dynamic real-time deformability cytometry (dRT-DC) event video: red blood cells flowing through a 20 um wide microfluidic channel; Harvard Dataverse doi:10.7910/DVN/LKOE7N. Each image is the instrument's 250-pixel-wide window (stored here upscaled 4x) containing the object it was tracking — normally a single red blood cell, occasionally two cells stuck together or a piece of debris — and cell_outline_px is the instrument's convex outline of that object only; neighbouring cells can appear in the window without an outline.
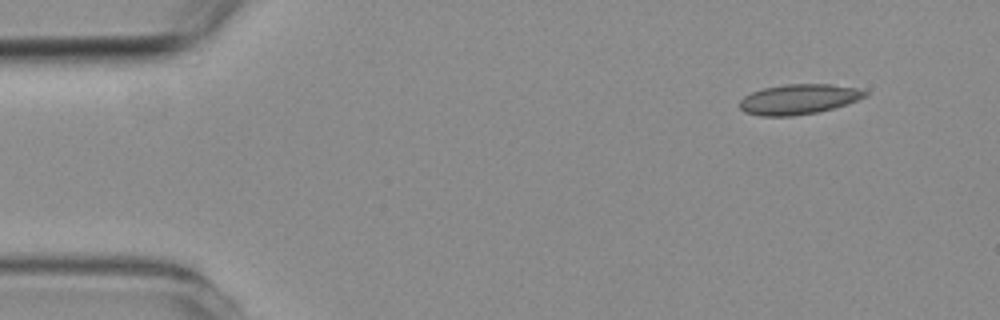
{"species": "common noctule bat (a hibernating species)", "species_latin": "Nyctalus noctula", "temperature_condition": "room temperature", "stored_images_in_passage": 4, "camera_frame_rate_fps": 3000, "um_per_image_px": 0.085, "animal": {"sex": "female", "body_mass_g": 19.3, "forearm_length_mm": 54.1}, "frame": {"image": 1, "passage_image": 1, "time_ms": 0.0, "image_size_px": [1000, 320], "cell_outline_px": [[868, 96], [832, 108], [816, 112], [792, 116], [760, 116], [744, 112], [740, 108], [740, 100], [744, 96], [752, 92], [764, 88], [788, 84], [832, 84], [860, 88], [868, 92]], "centroid_in_image_um": [67.89, 8.43], "position_along_channel_um": 17.1, "area_um2": 21.91}}